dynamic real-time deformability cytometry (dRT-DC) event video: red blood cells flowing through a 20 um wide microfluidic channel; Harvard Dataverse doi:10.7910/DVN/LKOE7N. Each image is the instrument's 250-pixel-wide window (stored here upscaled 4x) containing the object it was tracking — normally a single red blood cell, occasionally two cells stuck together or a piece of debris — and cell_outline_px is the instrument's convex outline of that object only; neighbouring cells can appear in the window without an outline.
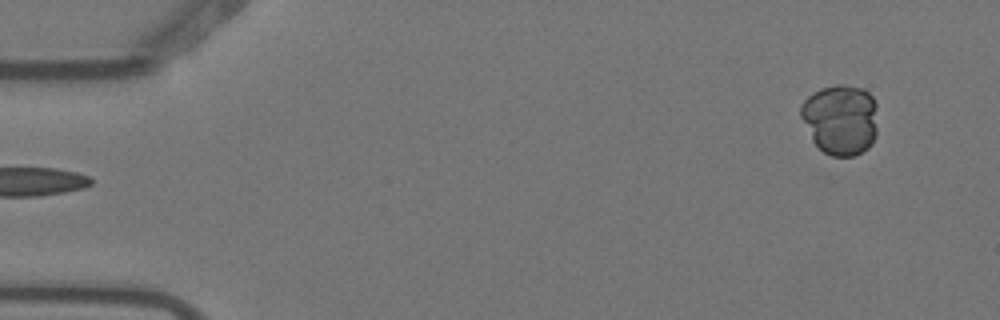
{"species": "Egyptian fruit bat (a non-hibernating species)", "species_latin": "Rousettus aegyptiacus", "temperature_condition": "warm", "stored_images_in_passage": 4, "segment_of_instrument_passage": [2, 2], "camera_frame_rate_fps": 3000, "um_per_image_px": 0.085, "animal": {"sex": "female"}, "frame": {"image": 1, "passage_image": 4, "time_ms": 1.0, "image_size_px": [1000, 320], "cell_outline_px": [[876, 136], [872, 144], [868, 148], [856, 156], [832, 156], [824, 152], [812, 140], [800, 116], [800, 108], [804, 100], [812, 92], [820, 88], [836, 84], [844, 84], [860, 88], [868, 92], [872, 96], [876, 104]], "centroid_in_image_um": [71.44, 10.15], "position_along_channel_um": 13.6, "area_um2": 31.85}}